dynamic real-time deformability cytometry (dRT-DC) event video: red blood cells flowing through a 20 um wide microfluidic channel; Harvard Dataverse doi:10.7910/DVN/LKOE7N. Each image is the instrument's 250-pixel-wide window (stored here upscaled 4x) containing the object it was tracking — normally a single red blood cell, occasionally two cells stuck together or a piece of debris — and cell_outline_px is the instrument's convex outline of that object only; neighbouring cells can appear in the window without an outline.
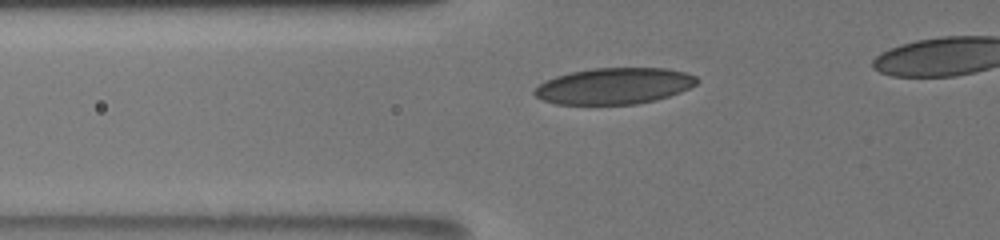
{"species": "human", "species_latin": "Homo sapiens", "temperature_condition": "room temperature", "stored_images_in_passage": 11, "camera_frame_rate_fps": 3000, "um_per_image_px": 0.085, "donor": {"sex": "male"}, "frame": {"image": 1, "passage_image": 3, "time_ms": 0.333, "image_size_px": [1000, 240], "cell_outline_px": [[700, 80], [696, 84], [680, 92], [656, 100], [636, 104], [556, 104], [544, 100], [536, 96], [532, 92], [540, 84], [556, 76], [572, 72], [592, 68], [668, 68], [684, 72], [696, 76]], "centroid_in_image_um": [52.23, 7.3], "position_along_channel_um": 73.6, "area_um2": 34.16}}